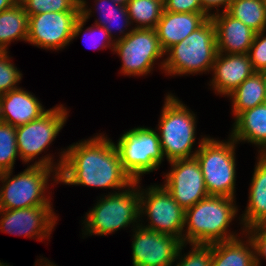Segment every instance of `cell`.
<instances>
[{
  "label": "cell",
  "instance_id": "6da1fadb",
  "mask_svg": "<svg viewBox=\"0 0 266 266\" xmlns=\"http://www.w3.org/2000/svg\"><path fill=\"white\" fill-rule=\"evenodd\" d=\"M104 135L97 134L60 152L59 183L120 190L134 182L122 167L115 143Z\"/></svg>",
  "mask_w": 266,
  "mask_h": 266
},
{
  "label": "cell",
  "instance_id": "7a4b0ae2",
  "mask_svg": "<svg viewBox=\"0 0 266 266\" xmlns=\"http://www.w3.org/2000/svg\"><path fill=\"white\" fill-rule=\"evenodd\" d=\"M235 198L209 195L185 210L184 244H212L237 238L228 231L229 224L238 212ZM187 226V227H186Z\"/></svg>",
  "mask_w": 266,
  "mask_h": 266
},
{
  "label": "cell",
  "instance_id": "3957f363",
  "mask_svg": "<svg viewBox=\"0 0 266 266\" xmlns=\"http://www.w3.org/2000/svg\"><path fill=\"white\" fill-rule=\"evenodd\" d=\"M38 160L12 178L13 170L0 173V181L3 183L0 188V209L52 205L45 191L52 172L55 174H52V178L58 183L59 163L54 165L56 162L49 154Z\"/></svg>",
  "mask_w": 266,
  "mask_h": 266
},
{
  "label": "cell",
  "instance_id": "277c9868",
  "mask_svg": "<svg viewBox=\"0 0 266 266\" xmlns=\"http://www.w3.org/2000/svg\"><path fill=\"white\" fill-rule=\"evenodd\" d=\"M217 54L216 26L209 18L201 27L165 52L167 58L161 62L160 69L171 76L210 72Z\"/></svg>",
  "mask_w": 266,
  "mask_h": 266
},
{
  "label": "cell",
  "instance_id": "5b68a950",
  "mask_svg": "<svg viewBox=\"0 0 266 266\" xmlns=\"http://www.w3.org/2000/svg\"><path fill=\"white\" fill-rule=\"evenodd\" d=\"M140 181H134L127 189L104 195L96 205L86 213L82 224L84 235L105 236L128 227L140 225ZM136 187V188H135ZM131 188V189H130ZM136 223V225H135ZM135 226V227H134Z\"/></svg>",
  "mask_w": 266,
  "mask_h": 266
},
{
  "label": "cell",
  "instance_id": "8992f818",
  "mask_svg": "<svg viewBox=\"0 0 266 266\" xmlns=\"http://www.w3.org/2000/svg\"><path fill=\"white\" fill-rule=\"evenodd\" d=\"M158 124V133L163 156L168 162L195 157L191 151L196 139V116L177 97L169 94Z\"/></svg>",
  "mask_w": 266,
  "mask_h": 266
},
{
  "label": "cell",
  "instance_id": "52a82bcc",
  "mask_svg": "<svg viewBox=\"0 0 266 266\" xmlns=\"http://www.w3.org/2000/svg\"><path fill=\"white\" fill-rule=\"evenodd\" d=\"M210 137L201 138L195 158L198 160L209 195L235 197L237 142Z\"/></svg>",
  "mask_w": 266,
  "mask_h": 266
},
{
  "label": "cell",
  "instance_id": "ba28073f",
  "mask_svg": "<svg viewBox=\"0 0 266 266\" xmlns=\"http://www.w3.org/2000/svg\"><path fill=\"white\" fill-rule=\"evenodd\" d=\"M86 4V0H80L81 12H45L29 16L27 42L47 50L64 48L82 34V28L92 15Z\"/></svg>",
  "mask_w": 266,
  "mask_h": 266
},
{
  "label": "cell",
  "instance_id": "9c48e42d",
  "mask_svg": "<svg viewBox=\"0 0 266 266\" xmlns=\"http://www.w3.org/2000/svg\"><path fill=\"white\" fill-rule=\"evenodd\" d=\"M122 167L133 181L157 170L164 156L159 134L152 128L137 127L124 132L115 144Z\"/></svg>",
  "mask_w": 266,
  "mask_h": 266
},
{
  "label": "cell",
  "instance_id": "30bf717a",
  "mask_svg": "<svg viewBox=\"0 0 266 266\" xmlns=\"http://www.w3.org/2000/svg\"><path fill=\"white\" fill-rule=\"evenodd\" d=\"M113 52L122 60L121 73L128 76L147 75L165 54L156 30L147 28H133L125 38L115 41Z\"/></svg>",
  "mask_w": 266,
  "mask_h": 266
},
{
  "label": "cell",
  "instance_id": "8fae6325",
  "mask_svg": "<svg viewBox=\"0 0 266 266\" xmlns=\"http://www.w3.org/2000/svg\"><path fill=\"white\" fill-rule=\"evenodd\" d=\"M144 214L150 223L142 227L175 236L183 243L185 210L162 185L140 188V216Z\"/></svg>",
  "mask_w": 266,
  "mask_h": 266
},
{
  "label": "cell",
  "instance_id": "7c38bea8",
  "mask_svg": "<svg viewBox=\"0 0 266 266\" xmlns=\"http://www.w3.org/2000/svg\"><path fill=\"white\" fill-rule=\"evenodd\" d=\"M62 104L48 109L39 119L16 127L17 151L25 164L41 154L54 141L67 119Z\"/></svg>",
  "mask_w": 266,
  "mask_h": 266
},
{
  "label": "cell",
  "instance_id": "4fadbf2b",
  "mask_svg": "<svg viewBox=\"0 0 266 266\" xmlns=\"http://www.w3.org/2000/svg\"><path fill=\"white\" fill-rule=\"evenodd\" d=\"M169 163L172 169L164 176L166 180L162 186L184 210L209 196L203 173L195 157Z\"/></svg>",
  "mask_w": 266,
  "mask_h": 266
},
{
  "label": "cell",
  "instance_id": "5bb4252c",
  "mask_svg": "<svg viewBox=\"0 0 266 266\" xmlns=\"http://www.w3.org/2000/svg\"><path fill=\"white\" fill-rule=\"evenodd\" d=\"M133 266H172L182 241L175 236L155 232L140 225L132 229ZM135 230V231H134Z\"/></svg>",
  "mask_w": 266,
  "mask_h": 266
},
{
  "label": "cell",
  "instance_id": "9a60e30c",
  "mask_svg": "<svg viewBox=\"0 0 266 266\" xmlns=\"http://www.w3.org/2000/svg\"><path fill=\"white\" fill-rule=\"evenodd\" d=\"M53 206L40 205L20 209H0V230L29 238L47 239L57 221Z\"/></svg>",
  "mask_w": 266,
  "mask_h": 266
},
{
  "label": "cell",
  "instance_id": "2e32d148",
  "mask_svg": "<svg viewBox=\"0 0 266 266\" xmlns=\"http://www.w3.org/2000/svg\"><path fill=\"white\" fill-rule=\"evenodd\" d=\"M212 88L218 94L228 96L245 79L256 72L248 54L219 53L213 63Z\"/></svg>",
  "mask_w": 266,
  "mask_h": 266
},
{
  "label": "cell",
  "instance_id": "e0dca14e",
  "mask_svg": "<svg viewBox=\"0 0 266 266\" xmlns=\"http://www.w3.org/2000/svg\"><path fill=\"white\" fill-rule=\"evenodd\" d=\"M216 26L217 50L223 54H248L256 32L227 11L210 17Z\"/></svg>",
  "mask_w": 266,
  "mask_h": 266
},
{
  "label": "cell",
  "instance_id": "ac0fdd59",
  "mask_svg": "<svg viewBox=\"0 0 266 266\" xmlns=\"http://www.w3.org/2000/svg\"><path fill=\"white\" fill-rule=\"evenodd\" d=\"M211 16L208 13L162 12L155 28L164 52L201 27Z\"/></svg>",
  "mask_w": 266,
  "mask_h": 266
},
{
  "label": "cell",
  "instance_id": "d6986e66",
  "mask_svg": "<svg viewBox=\"0 0 266 266\" xmlns=\"http://www.w3.org/2000/svg\"><path fill=\"white\" fill-rule=\"evenodd\" d=\"M47 111L35 95L20 87L0 95L2 122L12 126L17 127L39 119Z\"/></svg>",
  "mask_w": 266,
  "mask_h": 266
},
{
  "label": "cell",
  "instance_id": "ffe728a7",
  "mask_svg": "<svg viewBox=\"0 0 266 266\" xmlns=\"http://www.w3.org/2000/svg\"><path fill=\"white\" fill-rule=\"evenodd\" d=\"M230 135L238 143L246 141L259 146L258 152L266 154V102L241 112Z\"/></svg>",
  "mask_w": 266,
  "mask_h": 266
},
{
  "label": "cell",
  "instance_id": "44dd1931",
  "mask_svg": "<svg viewBox=\"0 0 266 266\" xmlns=\"http://www.w3.org/2000/svg\"><path fill=\"white\" fill-rule=\"evenodd\" d=\"M250 183L249 203L242 214L244 229L266 222V154H259Z\"/></svg>",
  "mask_w": 266,
  "mask_h": 266
},
{
  "label": "cell",
  "instance_id": "7402d4cb",
  "mask_svg": "<svg viewBox=\"0 0 266 266\" xmlns=\"http://www.w3.org/2000/svg\"><path fill=\"white\" fill-rule=\"evenodd\" d=\"M252 249V250H251ZM211 266H255L254 246L249 237L212 243Z\"/></svg>",
  "mask_w": 266,
  "mask_h": 266
},
{
  "label": "cell",
  "instance_id": "603a6c76",
  "mask_svg": "<svg viewBox=\"0 0 266 266\" xmlns=\"http://www.w3.org/2000/svg\"><path fill=\"white\" fill-rule=\"evenodd\" d=\"M227 97L232 100V112L236 118L241 112L266 102V75L254 72Z\"/></svg>",
  "mask_w": 266,
  "mask_h": 266
},
{
  "label": "cell",
  "instance_id": "cb8c5ba5",
  "mask_svg": "<svg viewBox=\"0 0 266 266\" xmlns=\"http://www.w3.org/2000/svg\"><path fill=\"white\" fill-rule=\"evenodd\" d=\"M28 22V14L19 2L0 12V51H7L14 40L27 41Z\"/></svg>",
  "mask_w": 266,
  "mask_h": 266
},
{
  "label": "cell",
  "instance_id": "d4e9b609",
  "mask_svg": "<svg viewBox=\"0 0 266 266\" xmlns=\"http://www.w3.org/2000/svg\"><path fill=\"white\" fill-rule=\"evenodd\" d=\"M95 2L101 18L96 19L94 24L104 27L112 39L115 37L112 34V27H116V30L120 29L119 33L122 35L118 39L115 38L116 40L125 38L132 31L133 27L129 31L123 29L131 25L126 7L116 4L113 0H95Z\"/></svg>",
  "mask_w": 266,
  "mask_h": 266
},
{
  "label": "cell",
  "instance_id": "484cf974",
  "mask_svg": "<svg viewBox=\"0 0 266 266\" xmlns=\"http://www.w3.org/2000/svg\"><path fill=\"white\" fill-rule=\"evenodd\" d=\"M227 12L256 33L266 31L264 0H232Z\"/></svg>",
  "mask_w": 266,
  "mask_h": 266
},
{
  "label": "cell",
  "instance_id": "4316f807",
  "mask_svg": "<svg viewBox=\"0 0 266 266\" xmlns=\"http://www.w3.org/2000/svg\"><path fill=\"white\" fill-rule=\"evenodd\" d=\"M133 28L155 29L164 10L163 0H129L126 5Z\"/></svg>",
  "mask_w": 266,
  "mask_h": 266
},
{
  "label": "cell",
  "instance_id": "83f0119b",
  "mask_svg": "<svg viewBox=\"0 0 266 266\" xmlns=\"http://www.w3.org/2000/svg\"><path fill=\"white\" fill-rule=\"evenodd\" d=\"M17 155L16 127L0 122V173L14 169Z\"/></svg>",
  "mask_w": 266,
  "mask_h": 266
},
{
  "label": "cell",
  "instance_id": "f1b7e54d",
  "mask_svg": "<svg viewBox=\"0 0 266 266\" xmlns=\"http://www.w3.org/2000/svg\"><path fill=\"white\" fill-rule=\"evenodd\" d=\"M18 2L28 17L45 12H81L80 0H18Z\"/></svg>",
  "mask_w": 266,
  "mask_h": 266
},
{
  "label": "cell",
  "instance_id": "f546056e",
  "mask_svg": "<svg viewBox=\"0 0 266 266\" xmlns=\"http://www.w3.org/2000/svg\"><path fill=\"white\" fill-rule=\"evenodd\" d=\"M186 245L182 243L179 248L176 257L179 258V263L176 261V266H211L212 244H190L192 249L183 257L181 251Z\"/></svg>",
  "mask_w": 266,
  "mask_h": 266
},
{
  "label": "cell",
  "instance_id": "4dcf8cb0",
  "mask_svg": "<svg viewBox=\"0 0 266 266\" xmlns=\"http://www.w3.org/2000/svg\"><path fill=\"white\" fill-rule=\"evenodd\" d=\"M8 51H0V95L13 89L22 79V73L10 61Z\"/></svg>",
  "mask_w": 266,
  "mask_h": 266
},
{
  "label": "cell",
  "instance_id": "1f68e13d",
  "mask_svg": "<svg viewBox=\"0 0 266 266\" xmlns=\"http://www.w3.org/2000/svg\"><path fill=\"white\" fill-rule=\"evenodd\" d=\"M254 246L255 266H260V257L266 260V222L244 229ZM259 257V258H258Z\"/></svg>",
  "mask_w": 266,
  "mask_h": 266
},
{
  "label": "cell",
  "instance_id": "d6a6232c",
  "mask_svg": "<svg viewBox=\"0 0 266 266\" xmlns=\"http://www.w3.org/2000/svg\"><path fill=\"white\" fill-rule=\"evenodd\" d=\"M264 32L255 34L248 53L252 67L257 72H264L266 70V34Z\"/></svg>",
  "mask_w": 266,
  "mask_h": 266
},
{
  "label": "cell",
  "instance_id": "836d02e7",
  "mask_svg": "<svg viewBox=\"0 0 266 266\" xmlns=\"http://www.w3.org/2000/svg\"><path fill=\"white\" fill-rule=\"evenodd\" d=\"M164 11L176 13H207L201 0H163Z\"/></svg>",
  "mask_w": 266,
  "mask_h": 266
},
{
  "label": "cell",
  "instance_id": "e575fe53",
  "mask_svg": "<svg viewBox=\"0 0 266 266\" xmlns=\"http://www.w3.org/2000/svg\"><path fill=\"white\" fill-rule=\"evenodd\" d=\"M86 31H88V32H86ZM84 32L85 33H83V37H86V36L88 37L89 34L92 36V37H90L91 38L90 42L92 43V46H91L92 48L97 49V47L100 45L99 46L100 48L111 47L112 51L114 50V44H115L116 39H112L104 27L98 26L95 24L94 26L92 25L91 27L86 28V30ZM83 37H82V39H83Z\"/></svg>",
  "mask_w": 266,
  "mask_h": 266
},
{
  "label": "cell",
  "instance_id": "d590c367",
  "mask_svg": "<svg viewBox=\"0 0 266 266\" xmlns=\"http://www.w3.org/2000/svg\"><path fill=\"white\" fill-rule=\"evenodd\" d=\"M202 2V6H203V9L211 16L212 13L211 10L212 8H216L217 12L215 13H218L220 11V9L218 7L222 6L224 9L222 11H227L232 0H201ZM219 9V10H218Z\"/></svg>",
  "mask_w": 266,
  "mask_h": 266
},
{
  "label": "cell",
  "instance_id": "8d00e7d4",
  "mask_svg": "<svg viewBox=\"0 0 266 266\" xmlns=\"http://www.w3.org/2000/svg\"><path fill=\"white\" fill-rule=\"evenodd\" d=\"M18 0H0V12L11 8Z\"/></svg>",
  "mask_w": 266,
  "mask_h": 266
},
{
  "label": "cell",
  "instance_id": "74e56055",
  "mask_svg": "<svg viewBox=\"0 0 266 266\" xmlns=\"http://www.w3.org/2000/svg\"><path fill=\"white\" fill-rule=\"evenodd\" d=\"M44 261V262H43ZM43 262V263H42ZM41 263V264H40ZM38 266H56V264L54 265L53 262H50V260L46 259L45 260L42 258L40 259V262L37 264ZM0 266H9L7 265V263H3L0 261Z\"/></svg>",
  "mask_w": 266,
  "mask_h": 266
},
{
  "label": "cell",
  "instance_id": "f35d334b",
  "mask_svg": "<svg viewBox=\"0 0 266 266\" xmlns=\"http://www.w3.org/2000/svg\"><path fill=\"white\" fill-rule=\"evenodd\" d=\"M116 4L126 7L129 0H113Z\"/></svg>",
  "mask_w": 266,
  "mask_h": 266
}]
</instances>
